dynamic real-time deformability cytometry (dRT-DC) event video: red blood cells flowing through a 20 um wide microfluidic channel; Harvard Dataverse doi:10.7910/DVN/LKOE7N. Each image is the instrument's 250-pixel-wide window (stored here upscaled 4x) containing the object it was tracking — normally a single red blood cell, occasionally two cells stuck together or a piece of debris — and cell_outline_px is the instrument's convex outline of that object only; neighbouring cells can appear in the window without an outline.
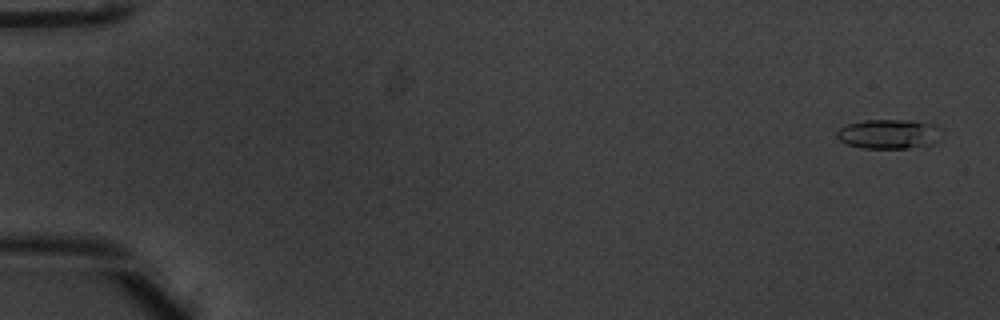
{"species": "common noctule bat (a hibernating species)", "species_latin": "Nyctalus noctula", "temperature_condition": "warm", "stored_images_in_passage": 5, "camera_frame_rate_fps": 3000, "um_per_image_px": 0.085, "animal": {"sex": "male", "body_mass_g": 20.1, "forearm_length_mm": 53.5}, "frame": {"image": 1, "passage_image": 1, "time_ms": 0.0, "image_size_px": [1000, 320], "cell_outline_px": [[940, 140], [932, 144], [908, 148], [860, 148], [848, 144], [840, 140], [836, 136], [836, 132], [840, 128], [848, 124], [864, 120], [916, 120], [936, 124]], "centroid_in_image_um": [75.55, 11.38], "position_along_channel_um": 9.4, "area_um2": 18.03}}
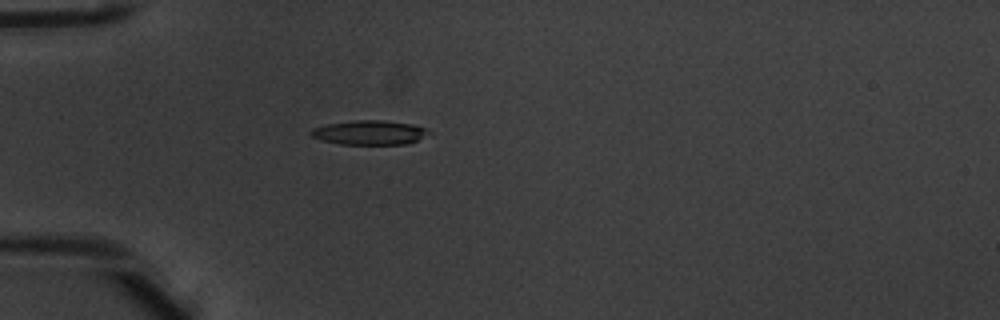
{"frame": {"image": 2, "passage_image": 5, "time_ms": 1.333, "image_size_px": [1000, 320], "cell_outline_px": [[432, 132], [416, 140], [404, 144], [340, 144], [324, 140], [312, 136], [308, 132], [312, 128], [328, 124], [356, 120], [384, 120], [412, 124], [424, 128]], "centroid_in_image_um": [31.4, 11.26], "position_along_channel_um": 53.6, "area_um2": 16.47}}